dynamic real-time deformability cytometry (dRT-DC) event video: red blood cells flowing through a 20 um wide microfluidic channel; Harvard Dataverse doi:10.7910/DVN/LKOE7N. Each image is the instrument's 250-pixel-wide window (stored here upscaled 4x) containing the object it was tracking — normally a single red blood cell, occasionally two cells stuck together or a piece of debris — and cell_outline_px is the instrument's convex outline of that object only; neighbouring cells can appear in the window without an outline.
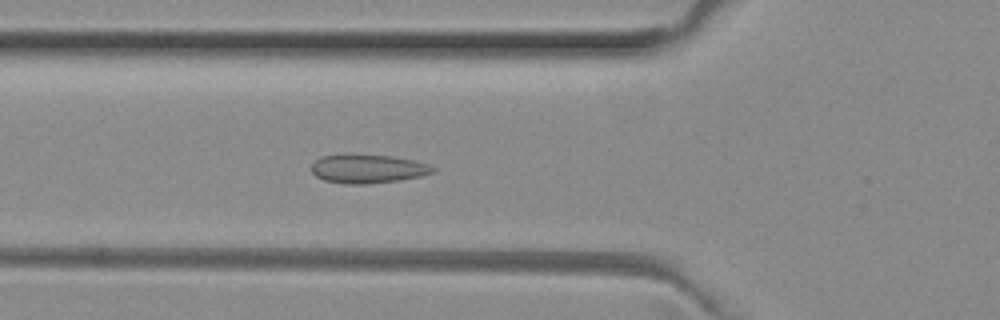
{"species": "common noctule bat (a hibernating species)", "species_latin": "Nyctalus noctula", "temperature_condition": "room temperature", "stored_images_in_passage": 50, "camera_frame_rate_fps": 3000, "um_per_image_px": 0.085, "animal": {"sex": "female", "body_mass_g": 29.2, "forearm_length_mm": 56.3}, "frame": {"image": 1, "passage_image": 17, "time_ms": 5.333, "image_size_px": [1000, 320], "cell_outline_px": [[436, 172], [424, 176], [400, 180], [368, 184], [344, 184], [324, 180], [316, 176], [312, 172], [312, 164], [320, 156], [344, 152], [352, 152], [392, 156], [412, 160], [428, 164], [436, 168]], "centroid_in_image_um": [31.25, 14.31], "position_along_channel_um": 94.5, "area_um2": 21.15}}
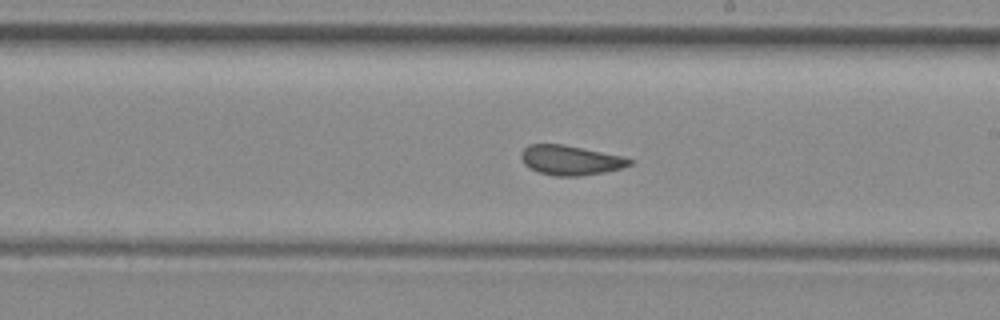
{"frame": {"image": 2, "passage_image": 28, "time_ms": 9.0, "image_size_px": [1000, 320], "cell_outline_px": [[632, 164], [620, 168], [604, 172], [580, 176], [556, 176], [540, 172], [524, 164], [520, 156], [520, 152], [528, 144], [564, 144], [624, 156], [632, 160]], "centroid_in_image_um": [48.48, 13.6], "position_along_channel_um": 240.5, "area_um2": 18.73}}
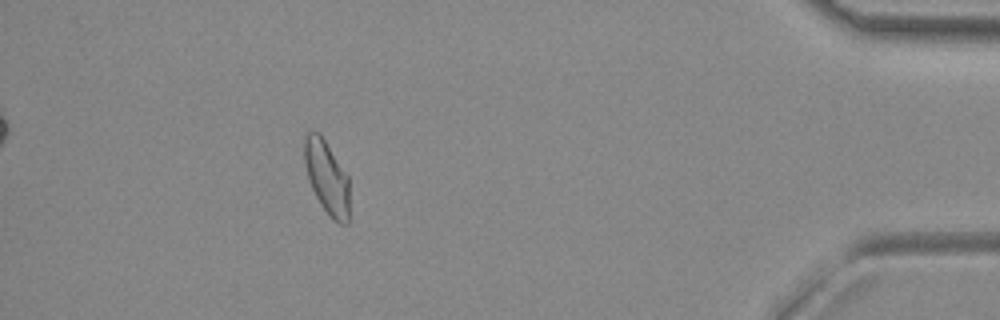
{"frame": {"image": 3, "passage_image": 45, "time_ms": 14.667, "image_size_px": [1000, 320], "cell_outline_px": [[348, 224], [340, 224], [332, 220], [328, 216], [320, 204], [308, 180], [304, 164], [304, 140], [308, 132], [320, 132], [348, 176]], "centroid_in_image_um": [27.76, 15.08], "position_along_channel_um": 407.4, "area_um2": 19.31}, "authors_computed_cell_mechanics": {"area_um2": 19.7098, "velocity_mm_per_s": 3.9812, "shape_relaxation_time_tau1_ms": null, "shape_relaxation_time_tau2_ms": 0.9754, "deformation_change_tau1": null, "deformation_change_tau2": 0.0422}}